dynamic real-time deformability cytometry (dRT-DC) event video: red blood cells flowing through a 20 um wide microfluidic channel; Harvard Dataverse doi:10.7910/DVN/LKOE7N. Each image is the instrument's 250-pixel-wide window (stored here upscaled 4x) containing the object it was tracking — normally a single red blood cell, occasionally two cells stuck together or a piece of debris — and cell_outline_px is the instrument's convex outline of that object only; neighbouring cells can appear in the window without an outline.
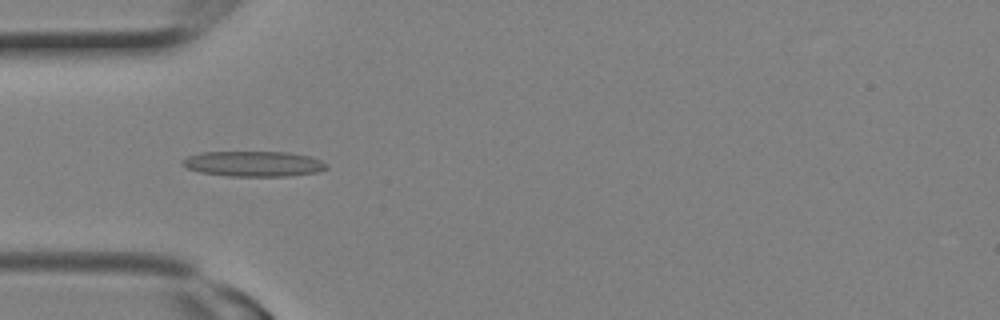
{"species": "Egyptian fruit bat (a non-hibernating species)", "species_latin": "Rousettus aegyptiacus", "temperature_condition": "room temperature", "stored_images_in_passage": 19, "camera_frame_rate_fps": 3000, "um_per_image_px": 0.085, "animal": {"sex": "female"}, "frame": {"image": 1, "passage_image": 3, "time_ms": 0.667, "image_size_px": [1000, 320], "cell_outline_px": [[328, 168], [316, 172], [288, 176], [228, 176], [200, 172], [188, 168], [180, 164], [180, 160], [188, 156], [200, 152], [288, 152], [308, 156], [320, 160], [328, 164]], "centroid_in_image_um": [21.52, 13.92], "position_along_channel_um": 63.5, "area_um2": 21.33}}
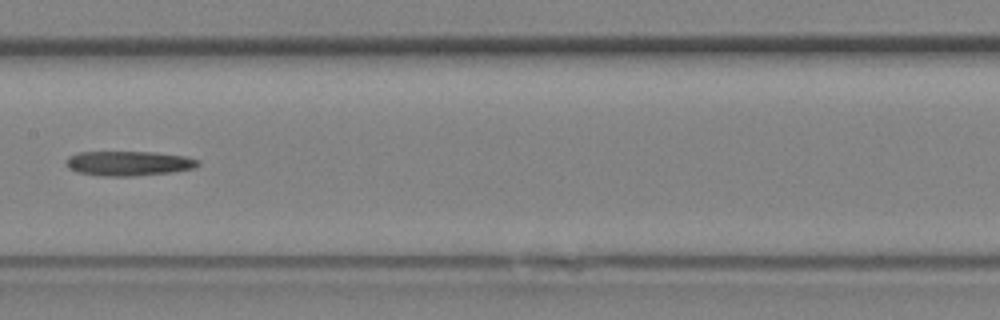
{"frame": {"image": 2, "passage_image": 8, "time_ms": 2.333, "image_size_px": [1000, 320], "cell_outline_px": [[200, 164], [196, 168], [172, 172], [132, 176], [104, 176], [76, 172], [68, 168], [64, 164], [68, 156], [80, 152], [152, 152], [184, 156], [200, 160]], "centroid_in_image_um": [10.92, 13.89], "position_along_channel_um": 196.5, "area_um2": 19.07}}
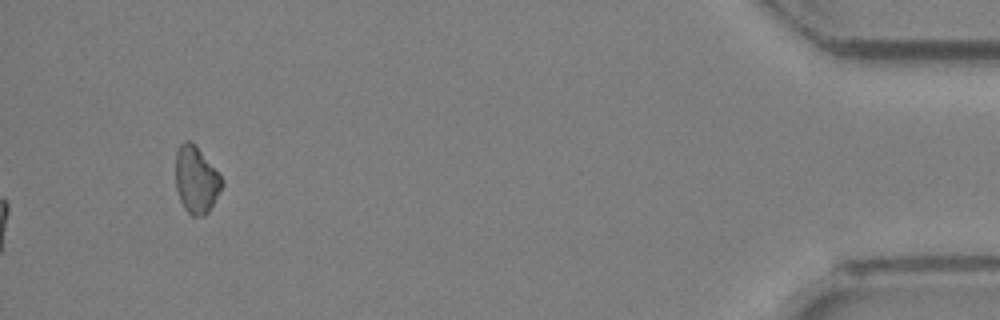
{"frame": {"image": 3, "passage_image": 19, "time_ms": 6.0, "image_size_px": [1000, 320], "cell_outline_px": [[224, 184], [208, 212], [204, 216], [192, 216], [184, 208], [180, 200], [176, 188], [176, 152], [180, 144], [184, 140], [188, 140], [200, 152], [224, 180]], "centroid_in_image_um": [16.66, 15.32], "position_along_channel_um": 418.5, "area_um2": 17.69}}